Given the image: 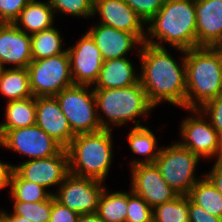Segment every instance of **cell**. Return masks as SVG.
Returning <instances> with one entry per match:
<instances>
[{
	"label": "cell",
	"mask_w": 222,
	"mask_h": 222,
	"mask_svg": "<svg viewBox=\"0 0 222 222\" xmlns=\"http://www.w3.org/2000/svg\"><path fill=\"white\" fill-rule=\"evenodd\" d=\"M66 50L74 85H94L104 62L94 39L86 32L73 47Z\"/></svg>",
	"instance_id": "cell-12"
},
{
	"label": "cell",
	"mask_w": 222,
	"mask_h": 222,
	"mask_svg": "<svg viewBox=\"0 0 222 222\" xmlns=\"http://www.w3.org/2000/svg\"><path fill=\"white\" fill-rule=\"evenodd\" d=\"M1 213L4 215L6 222H32L29 219L26 220L25 217L15 215L13 213H12V215H10L9 213L3 212V211H1Z\"/></svg>",
	"instance_id": "cell-41"
},
{
	"label": "cell",
	"mask_w": 222,
	"mask_h": 222,
	"mask_svg": "<svg viewBox=\"0 0 222 222\" xmlns=\"http://www.w3.org/2000/svg\"><path fill=\"white\" fill-rule=\"evenodd\" d=\"M128 192L116 191L108 194L106 188L101 193L96 214L104 222H126Z\"/></svg>",
	"instance_id": "cell-25"
},
{
	"label": "cell",
	"mask_w": 222,
	"mask_h": 222,
	"mask_svg": "<svg viewBox=\"0 0 222 222\" xmlns=\"http://www.w3.org/2000/svg\"><path fill=\"white\" fill-rule=\"evenodd\" d=\"M188 211L190 222H222V218L207 213L188 197Z\"/></svg>",
	"instance_id": "cell-37"
},
{
	"label": "cell",
	"mask_w": 222,
	"mask_h": 222,
	"mask_svg": "<svg viewBox=\"0 0 222 222\" xmlns=\"http://www.w3.org/2000/svg\"><path fill=\"white\" fill-rule=\"evenodd\" d=\"M196 116L186 117L180 126L183 141L178 142L198 157L211 158L218 155L220 135L198 109H191ZM199 115V116H197ZM203 115V116H202Z\"/></svg>",
	"instance_id": "cell-11"
},
{
	"label": "cell",
	"mask_w": 222,
	"mask_h": 222,
	"mask_svg": "<svg viewBox=\"0 0 222 222\" xmlns=\"http://www.w3.org/2000/svg\"><path fill=\"white\" fill-rule=\"evenodd\" d=\"M205 177L222 195V162L216 161Z\"/></svg>",
	"instance_id": "cell-38"
},
{
	"label": "cell",
	"mask_w": 222,
	"mask_h": 222,
	"mask_svg": "<svg viewBox=\"0 0 222 222\" xmlns=\"http://www.w3.org/2000/svg\"><path fill=\"white\" fill-rule=\"evenodd\" d=\"M185 110L199 109L222 94V47L185 50Z\"/></svg>",
	"instance_id": "cell-2"
},
{
	"label": "cell",
	"mask_w": 222,
	"mask_h": 222,
	"mask_svg": "<svg viewBox=\"0 0 222 222\" xmlns=\"http://www.w3.org/2000/svg\"><path fill=\"white\" fill-rule=\"evenodd\" d=\"M27 70L34 97L55 96L74 85L67 50L56 56L32 60Z\"/></svg>",
	"instance_id": "cell-8"
},
{
	"label": "cell",
	"mask_w": 222,
	"mask_h": 222,
	"mask_svg": "<svg viewBox=\"0 0 222 222\" xmlns=\"http://www.w3.org/2000/svg\"><path fill=\"white\" fill-rule=\"evenodd\" d=\"M204 178L199 180L188 194V197L207 213L222 218V195Z\"/></svg>",
	"instance_id": "cell-27"
},
{
	"label": "cell",
	"mask_w": 222,
	"mask_h": 222,
	"mask_svg": "<svg viewBox=\"0 0 222 222\" xmlns=\"http://www.w3.org/2000/svg\"><path fill=\"white\" fill-rule=\"evenodd\" d=\"M7 23L9 22L2 16V13L0 11V26L5 25Z\"/></svg>",
	"instance_id": "cell-43"
},
{
	"label": "cell",
	"mask_w": 222,
	"mask_h": 222,
	"mask_svg": "<svg viewBox=\"0 0 222 222\" xmlns=\"http://www.w3.org/2000/svg\"><path fill=\"white\" fill-rule=\"evenodd\" d=\"M87 32L94 39L104 61L126 57L135 45H142L134 34L101 23Z\"/></svg>",
	"instance_id": "cell-19"
},
{
	"label": "cell",
	"mask_w": 222,
	"mask_h": 222,
	"mask_svg": "<svg viewBox=\"0 0 222 222\" xmlns=\"http://www.w3.org/2000/svg\"><path fill=\"white\" fill-rule=\"evenodd\" d=\"M96 109L107 117L106 129L110 124L122 126L128 121L135 122L134 127L140 125L136 117L144 116L154 107L149 103L146 92L140 81L125 88L93 89Z\"/></svg>",
	"instance_id": "cell-5"
},
{
	"label": "cell",
	"mask_w": 222,
	"mask_h": 222,
	"mask_svg": "<svg viewBox=\"0 0 222 222\" xmlns=\"http://www.w3.org/2000/svg\"><path fill=\"white\" fill-rule=\"evenodd\" d=\"M10 194L13 201L36 203L49 199L53 192L31 181L23 180L13 169L9 178Z\"/></svg>",
	"instance_id": "cell-28"
},
{
	"label": "cell",
	"mask_w": 222,
	"mask_h": 222,
	"mask_svg": "<svg viewBox=\"0 0 222 222\" xmlns=\"http://www.w3.org/2000/svg\"><path fill=\"white\" fill-rule=\"evenodd\" d=\"M30 0H0L2 16L13 23Z\"/></svg>",
	"instance_id": "cell-36"
},
{
	"label": "cell",
	"mask_w": 222,
	"mask_h": 222,
	"mask_svg": "<svg viewBox=\"0 0 222 222\" xmlns=\"http://www.w3.org/2000/svg\"><path fill=\"white\" fill-rule=\"evenodd\" d=\"M3 67H2V65H1V63H0V73L3 71Z\"/></svg>",
	"instance_id": "cell-45"
},
{
	"label": "cell",
	"mask_w": 222,
	"mask_h": 222,
	"mask_svg": "<svg viewBox=\"0 0 222 222\" xmlns=\"http://www.w3.org/2000/svg\"><path fill=\"white\" fill-rule=\"evenodd\" d=\"M77 222H104L96 213L79 215Z\"/></svg>",
	"instance_id": "cell-40"
},
{
	"label": "cell",
	"mask_w": 222,
	"mask_h": 222,
	"mask_svg": "<svg viewBox=\"0 0 222 222\" xmlns=\"http://www.w3.org/2000/svg\"><path fill=\"white\" fill-rule=\"evenodd\" d=\"M35 124L64 149L76 136L54 96L36 97Z\"/></svg>",
	"instance_id": "cell-16"
},
{
	"label": "cell",
	"mask_w": 222,
	"mask_h": 222,
	"mask_svg": "<svg viewBox=\"0 0 222 222\" xmlns=\"http://www.w3.org/2000/svg\"><path fill=\"white\" fill-rule=\"evenodd\" d=\"M196 20L195 2L165 0L158 13L147 23L145 43L164 48L161 43L165 41L181 53L195 48Z\"/></svg>",
	"instance_id": "cell-3"
},
{
	"label": "cell",
	"mask_w": 222,
	"mask_h": 222,
	"mask_svg": "<svg viewBox=\"0 0 222 222\" xmlns=\"http://www.w3.org/2000/svg\"><path fill=\"white\" fill-rule=\"evenodd\" d=\"M152 210L143 198L130 189L126 222H153Z\"/></svg>",
	"instance_id": "cell-32"
},
{
	"label": "cell",
	"mask_w": 222,
	"mask_h": 222,
	"mask_svg": "<svg viewBox=\"0 0 222 222\" xmlns=\"http://www.w3.org/2000/svg\"><path fill=\"white\" fill-rule=\"evenodd\" d=\"M200 157L178 142L162 148L155 160L161 176L178 194L188 195L194 185L201 179L195 177L196 165Z\"/></svg>",
	"instance_id": "cell-7"
},
{
	"label": "cell",
	"mask_w": 222,
	"mask_h": 222,
	"mask_svg": "<svg viewBox=\"0 0 222 222\" xmlns=\"http://www.w3.org/2000/svg\"><path fill=\"white\" fill-rule=\"evenodd\" d=\"M0 222H6L4 215L0 212Z\"/></svg>",
	"instance_id": "cell-44"
},
{
	"label": "cell",
	"mask_w": 222,
	"mask_h": 222,
	"mask_svg": "<svg viewBox=\"0 0 222 222\" xmlns=\"http://www.w3.org/2000/svg\"><path fill=\"white\" fill-rule=\"evenodd\" d=\"M102 183V181L69 172L62 184L58 186L57 193L53 195L59 203L79 215L94 214L97 211L101 193L105 189Z\"/></svg>",
	"instance_id": "cell-9"
},
{
	"label": "cell",
	"mask_w": 222,
	"mask_h": 222,
	"mask_svg": "<svg viewBox=\"0 0 222 222\" xmlns=\"http://www.w3.org/2000/svg\"><path fill=\"white\" fill-rule=\"evenodd\" d=\"M128 144L130 150L134 154L145 155V159L140 160H132V165H138L142 163H154L157 157L159 156V152L161 147L157 148V141L155 135L152 131L146 126L134 127L128 134ZM156 150V151H155Z\"/></svg>",
	"instance_id": "cell-24"
},
{
	"label": "cell",
	"mask_w": 222,
	"mask_h": 222,
	"mask_svg": "<svg viewBox=\"0 0 222 222\" xmlns=\"http://www.w3.org/2000/svg\"><path fill=\"white\" fill-rule=\"evenodd\" d=\"M216 161L222 162V134L220 135L219 151L218 156L216 157Z\"/></svg>",
	"instance_id": "cell-42"
},
{
	"label": "cell",
	"mask_w": 222,
	"mask_h": 222,
	"mask_svg": "<svg viewBox=\"0 0 222 222\" xmlns=\"http://www.w3.org/2000/svg\"><path fill=\"white\" fill-rule=\"evenodd\" d=\"M12 169L26 181L44 188L57 184L60 186L69 173L68 153L62 149L58 154L42 159H29L20 165H11Z\"/></svg>",
	"instance_id": "cell-14"
},
{
	"label": "cell",
	"mask_w": 222,
	"mask_h": 222,
	"mask_svg": "<svg viewBox=\"0 0 222 222\" xmlns=\"http://www.w3.org/2000/svg\"><path fill=\"white\" fill-rule=\"evenodd\" d=\"M0 145L26 155L31 160L52 157L63 149L36 124L8 130L0 138Z\"/></svg>",
	"instance_id": "cell-10"
},
{
	"label": "cell",
	"mask_w": 222,
	"mask_h": 222,
	"mask_svg": "<svg viewBox=\"0 0 222 222\" xmlns=\"http://www.w3.org/2000/svg\"><path fill=\"white\" fill-rule=\"evenodd\" d=\"M198 110L202 112V114L204 115V118L209 117L208 120L210 124L218 132V134L221 135L222 134V94L206 102Z\"/></svg>",
	"instance_id": "cell-34"
},
{
	"label": "cell",
	"mask_w": 222,
	"mask_h": 222,
	"mask_svg": "<svg viewBox=\"0 0 222 222\" xmlns=\"http://www.w3.org/2000/svg\"><path fill=\"white\" fill-rule=\"evenodd\" d=\"M152 215L153 222H190L188 195H178L169 202L155 206Z\"/></svg>",
	"instance_id": "cell-29"
},
{
	"label": "cell",
	"mask_w": 222,
	"mask_h": 222,
	"mask_svg": "<svg viewBox=\"0 0 222 222\" xmlns=\"http://www.w3.org/2000/svg\"><path fill=\"white\" fill-rule=\"evenodd\" d=\"M187 1L197 2L198 0H187Z\"/></svg>",
	"instance_id": "cell-46"
},
{
	"label": "cell",
	"mask_w": 222,
	"mask_h": 222,
	"mask_svg": "<svg viewBox=\"0 0 222 222\" xmlns=\"http://www.w3.org/2000/svg\"><path fill=\"white\" fill-rule=\"evenodd\" d=\"M0 93L8 101L33 97L27 68H4L0 73Z\"/></svg>",
	"instance_id": "cell-23"
},
{
	"label": "cell",
	"mask_w": 222,
	"mask_h": 222,
	"mask_svg": "<svg viewBox=\"0 0 222 222\" xmlns=\"http://www.w3.org/2000/svg\"><path fill=\"white\" fill-rule=\"evenodd\" d=\"M79 214L59 203L52 195V211L50 222H77Z\"/></svg>",
	"instance_id": "cell-35"
},
{
	"label": "cell",
	"mask_w": 222,
	"mask_h": 222,
	"mask_svg": "<svg viewBox=\"0 0 222 222\" xmlns=\"http://www.w3.org/2000/svg\"><path fill=\"white\" fill-rule=\"evenodd\" d=\"M36 97L8 101L6 105V122L0 124V138L11 129L35 125Z\"/></svg>",
	"instance_id": "cell-22"
},
{
	"label": "cell",
	"mask_w": 222,
	"mask_h": 222,
	"mask_svg": "<svg viewBox=\"0 0 222 222\" xmlns=\"http://www.w3.org/2000/svg\"><path fill=\"white\" fill-rule=\"evenodd\" d=\"M11 171V164H5L0 161V189L9 187V178Z\"/></svg>",
	"instance_id": "cell-39"
},
{
	"label": "cell",
	"mask_w": 222,
	"mask_h": 222,
	"mask_svg": "<svg viewBox=\"0 0 222 222\" xmlns=\"http://www.w3.org/2000/svg\"><path fill=\"white\" fill-rule=\"evenodd\" d=\"M53 12L79 17L94 16V0H48Z\"/></svg>",
	"instance_id": "cell-31"
},
{
	"label": "cell",
	"mask_w": 222,
	"mask_h": 222,
	"mask_svg": "<svg viewBox=\"0 0 222 222\" xmlns=\"http://www.w3.org/2000/svg\"><path fill=\"white\" fill-rule=\"evenodd\" d=\"M147 24L161 9L165 0H124Z\"/></svg>",
	"instance_id": "cell-33"
},
{
	"label": "cell",
	"mask_w": 222,
	"mask_h": 222,
	"mask_svg": "<svg viewBox=\"0 0 222 222\" xmlns=\"http://www.w3.org/2000/svg\"><path fill=\"white\" fill-rule=\"evenodd\" d=\"M61 33L55 27L30 35L32 60H40L64 53Z\"/></svg>",
	"instance_id": "cell-26"
},
{
	"label": "cell",
	"mask_w": 222,
	"mask_h": 222,
	"mask_svg": "<svg viewBox=\"0 0 222 222\" xmlns=\"http://www.w3.org/2000/svg\"><path fill=\"white\" fill-rule=\"evenodd\" d=\"M87 87L91 86L72 85L54 96L75 135L106 129L107 121L95 109L94 91Z\"/></svg>",
	"instance_id": "cell-6"
},
{
	"label": "cell",
	"mask_w": 222,
	"mask_h": 222,
	"mask_svg": "<svg viewBox=\"0 0 222 222\" xmlns=\"http://www.w3.org/2000/svg\"><path fill=\"white\" fill-rule=\"evenodd\" d=\"M32 61L30 35L14 23L0 26V63L14 64V68H27Z\"/></svg>",
	"instance_id": "cell-18"
},
{
	"label": "cell",
	"mask_w": 222,
	"mask_h": 222,
	"mask_svg": "<svg viewBox=\"0 0 222 222\" xmlns=\"http://www.w3.org/2000/svg\"><path fill=\"white\" fill-rule=\"evenodd\" d=\"M138 55L141 59L140 83L149 103L155 108L161 101L185 109L186 65L181 66L164 47L142 43Z\"/></svg>",
	"instance_id": "cell-1"
},
{
	"label": "cell",
	"mask_w": 222,
	"mask_h": 222,
	"mask_svg": "<svg viewBox=\"0 0 222 222\" xmlns=\"http://www.w3.org/2000/svg\"><path fill=\"white\" fill-rule=\"evenodd\" d=\"M196 47H222V0H198Z\"/></svg>",
	"instance_id": "cell-17"
},
{
	"label": "cell",
	"mask_w": 222,
	"mask_h": 222,
	"mask_svg": "<svg viewBox=\"0 0 222 222\" xmlns=\"http://www.w3.org/2000/svg\"><path fill=\"white\" fill-rule=\"evenodd\" d=\"M93 12L100 14L101 24L130 32L145 42V22L124 0H94Z\"/></svg>",
	"instance_id": "cell-15"
},
{
	"label": "cell",
	"mask_w": 222,
	"mask_h": 222,
	"mask_svg": "<svg viewBox=\"0 0 222 222\" xmlns=\"http://www.w3.org/2000/svg\"><path fill=\"white\" fill-rule=\"evenodd\" d=\"M112 142L111 129L77 134L66 148L69 172L104 182L111 167Z\"/></svg>",
	"instance_id": "cell-4"
},
{
	"label": "cell",
	"mask_w": 222,
	"mask_h": 222,
	"mask_svg": "<svg viewBox=\"0 0 222 222\" xmlns=\"http://www.w3.org/2000/svg\"><path fill=\"white\" fill-rule=\"evenodd\" d=\"M54 14L48 0L46 3L30 0L13 23L28 35H33L52 27ZM21 25L23 26L21 27Z\"/></svg>",
	"instance_id": "cell-21"
},
{
	"label": "cell",
	"mask_w": 222,
	"mask_h": 222,
	"mask_svg": "<svg viewBox=\"0 0 222 222\" xmlns=\"http://www.w3.org/2000/svg\"><path fill=\"white\" fill-rule=\"evenodd\" d=\"M131 169V190L143 198L152 209L178 196L163 179L155 163H142L132 166Z\"/></svg>",
	"instance_id": "cell-13"
},
{
	"label": "cell",
	"mask_w": 222,
	"mask_h": 222,
	"mask_svg": "<svg viewBox=\"0 0 222 222\" xmlns=\"http://www.w3.org/2000/svg\"><path fill=\"white\" fill-rule=\"evenodd\" d=\"M135 73L133 64L126 57L104 61L93 89L129 87L140 81Z\"/></svg>",
	"instance_id": "cell-20"
},
{
	"label": "cell",
	"mask_w": 222,
	"mask_h": 222,
	"mask_svg": "<svg viewBox=\"0 0 222 222\" xmlns=\"http://www.w3.org/2000/svg\"><path fill=\"white\" fill-rule=\"evenodd\" d=\"M13 214L25 217L26 220L32 222H50L52 211V196L45 200L36 203H25L14 201Z\"/></svg>",
	"instance_id": "cell-30"
}]
</instances>
